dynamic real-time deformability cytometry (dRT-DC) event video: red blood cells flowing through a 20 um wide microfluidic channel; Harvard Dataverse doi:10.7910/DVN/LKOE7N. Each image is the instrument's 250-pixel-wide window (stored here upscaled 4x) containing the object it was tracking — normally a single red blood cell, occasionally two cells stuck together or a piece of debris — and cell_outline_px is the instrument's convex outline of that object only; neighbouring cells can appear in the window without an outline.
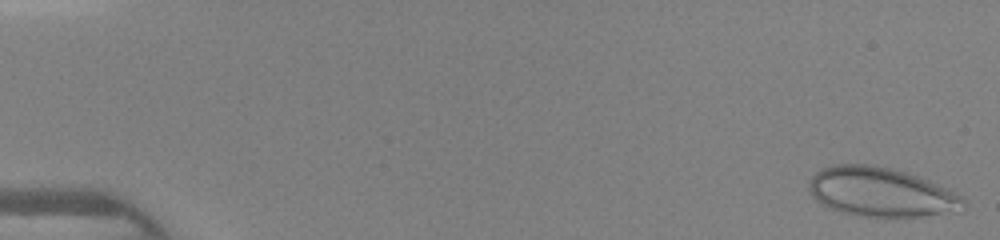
{"species": "human", "species_latin": "Homo sapiens", "temperature_condition": "warm", "stored_images_in_passage": 45, "camera_frame_rate_fps": 3000, "um_per_image_px": 0.085, "donor": {"sex": "female"}, "frame": {"image": 1, "passage_image": 1, "time_ms": 0.0, "image_size_px": [1000, 240], "cell_outline_px": [[964, 208], [960, 212], [920, 216], [860, 216], [840, 212], [820, 204], [812, 196], [808, 188], [808, 180], [816, 172], [832, 164], [872, 164], [892, 168], [928, 180], [960, 196], [964, 200]], "centroid_in_image_um": [74.83, 16.33], "position_along_channel_um": 10.2, "area_um2": 44.22}}
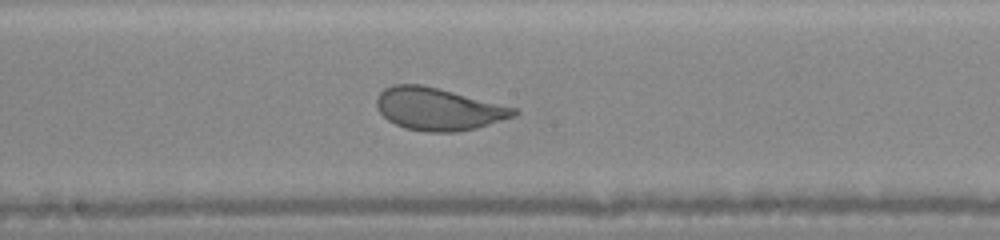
{"frame": {"image": 2, "passage_image": 25, "time_ms": 8.0, "image_size_px": [1000, 240], "cell_outline_px": [[520, 112], [516, 116], [476, 128], [456, 132], [428, 132], [404, 128], [388, 120], [376, 108], [376, 100], [380, 92], [384, 88], [392, 84], [420, 84], [440, 88], [516, 108]], "centroid_in_image_um": [37.25, 9.26], "position_along_channel_um": 211.0, "area_um2": 34.04}}
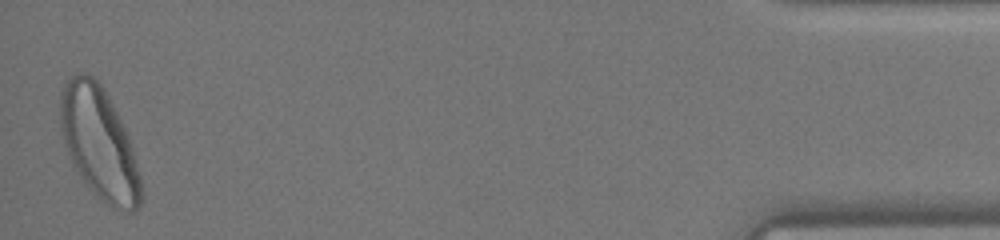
{"frame": {"image": 3, "passage_image": 45, "time_ms": 14.667, "image_size_px": [1000, 240], "cell_outline_px": [[140, 204], [136, 212], [128, 212], [112, 208], [100, 200], [96, 196], [84, 180], [76, 168], [68, 152], [64, 140], [60, 124], [60, 92], [64, 84], [76, 72], [84, 72], [92, 76], [100, 84], [108, 96], [128, 136], [132, 148], [140, 176]], "centroid_in_image_um": [8.42, 12.17], "position_along_channel_um": 426.8, "area_um2": 51.79}}